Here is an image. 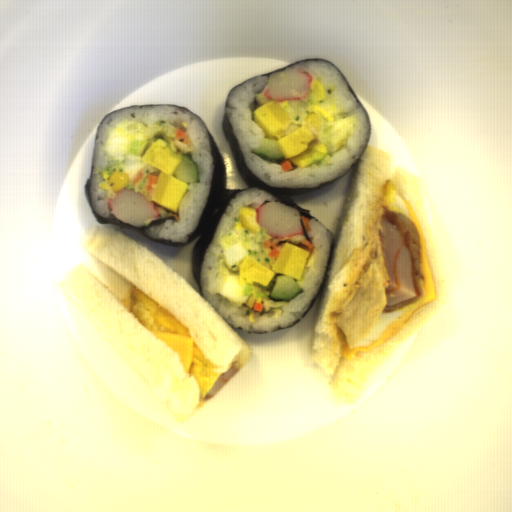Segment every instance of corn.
Returning a JSON list of instances; mask_svg holds the SVG:
<instances>
[{"mask_svg": "<svg viewBox=\"0 0 512 512\" xmlns=\"http://www.w3.org/2000/svg\"><path fill=\"white\" fill-rule=\"evenodd\" d=\"M310 90L312 91L316 101H323L326 98L325 87L317 80L312 81Z\"/></svg>", "mask_w": 512, "mask_h": 512, "instance_id": "corn-2", "label": "corn"}, {"mask_svg": "<svg viewBox=\"0 0 512 512\" xmlns=\"http://www.w3.org/2000/svg\"><path fill=\"white\" fill-rule=\"evenodd\" d=\"M130 178L125 172H113L109 183L111 190L117 192L124 189L129 184Z\"/></svg>", "mask_w": 512, "mask_h": 512, "instance_id": "corn-1", "label": "corn"}]
</instances>
